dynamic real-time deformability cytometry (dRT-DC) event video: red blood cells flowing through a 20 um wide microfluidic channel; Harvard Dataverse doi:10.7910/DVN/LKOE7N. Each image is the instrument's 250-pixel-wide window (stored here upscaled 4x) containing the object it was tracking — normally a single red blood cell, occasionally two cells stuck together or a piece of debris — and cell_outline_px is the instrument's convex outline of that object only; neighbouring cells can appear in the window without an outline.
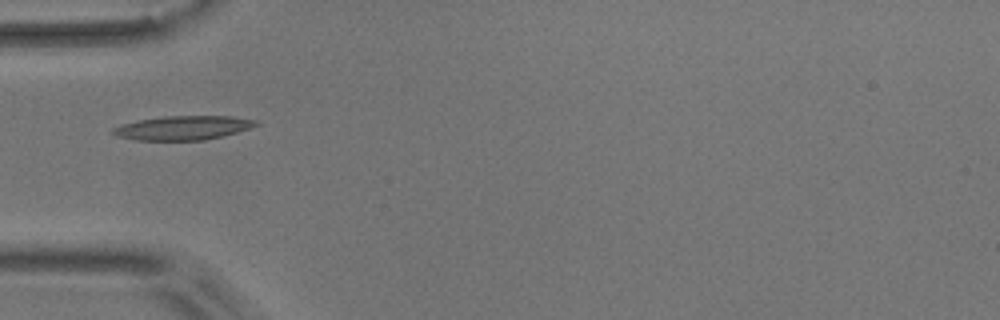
{"species": "common noctule bat (a hibernating species)", "species_latin": "Nyctalus noctula", "temperature_condition": "room temperature", "stored_images_in_passage": 4, "camera_frame_rate_fps": 3000, "um_per_image_px": 0.085, "animal": {"sex": "male", "body_mass_g": 17.9}, "frame": {"image": 1, "passage_image": 2, "time_ms": 1.0, "image_size_px": [1000, 320], "cell_outline_px": [[260, 124], [252, 128], [204, 140], [136, 140], [120, 136], [108, 132], [112, 128], [120, 124], [140, 120], [164, 116], [232, 116], [256, 120]], "centroid_in_image_um": [15.55, 10.86], "position_along_channel_um": 69.5, "area_um2": 20.0}}
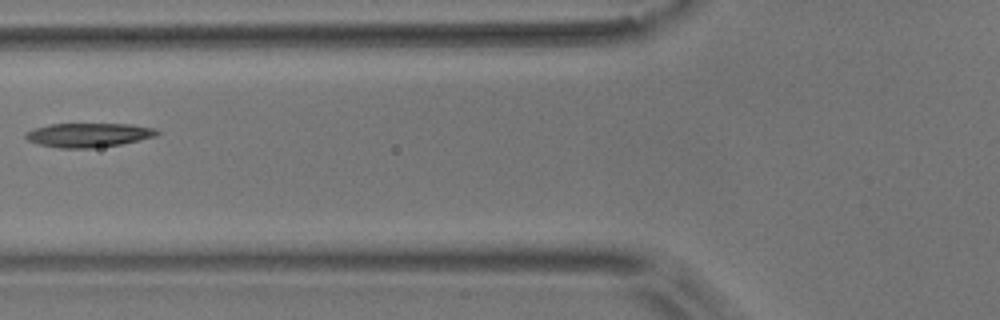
{"frame": {"image": 2, "passage_image": 3, "time_ms": 2.333, "image_size_px": [1000, 320], "cell_outline_px": [[160, 132], [156, 136], [140, 140], [120, 144], [92, 148], [60, 148], [40, 144], [28, 140], [24, 136], [24, 132], [32, 128], [48, 124], [132, 124], [156, 128]], "centroid_in_image_um": [7.51, 11.46], "position_along_channel_um": 118.3, "area_um2": 18.55}}
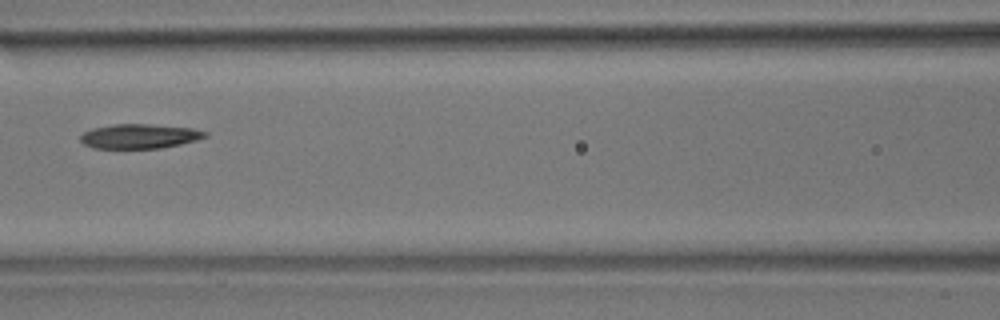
{"frame": {"image": 3, "passage_image": 4, "time_ms": 3.333, "image_size_px": [1000, 320], "cell_outline_px": [[208, 136], [196, 140], [180, 144], [160, 148], [92, 148], [84, 144], [80, 140], [80, 136], [84, 132], [92, 128], [116, 124], [148, 124], [192, 128], [208, 132]], "centroid_in_image_um": [11.85, 11.58], "position_along_channel_um": 154.7, "area_um2": 17.74}}